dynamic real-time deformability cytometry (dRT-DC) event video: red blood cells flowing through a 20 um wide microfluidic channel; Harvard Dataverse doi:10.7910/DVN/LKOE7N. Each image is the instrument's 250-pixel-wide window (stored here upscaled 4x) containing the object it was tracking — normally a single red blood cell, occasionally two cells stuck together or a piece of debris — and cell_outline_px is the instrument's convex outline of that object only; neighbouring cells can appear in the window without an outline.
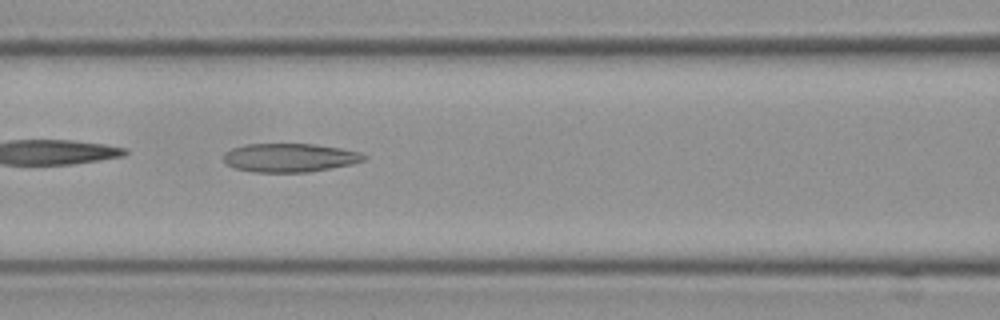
{"species": "Egyptian fruit bat (a non-hibernating species)", "species_latin": "Rousettus aegyptiacus", "temperature_condition": "cold", "stored_images_in_passage": 8, "camera_frame_rate_fps": 3000, "um_per_image_px": 0.085, "frame": {"image": 1, "passage_image": 7, "time_ms": 2.0, "image_size_px": [1000, 320], "cell_outline_px": [[368, 156], [364, 160], [352, 164], [308, 172], [256, 172], [236, 168], [228, 164], [224, 160], [224, 152], [232, 148], [244, 144], [316, 144], [340, 148], [360, 152]], "centroid_in_image_um": [24.64, 13.39], "position_along_channel_um": 142.0, "area_um2": 23.35}}